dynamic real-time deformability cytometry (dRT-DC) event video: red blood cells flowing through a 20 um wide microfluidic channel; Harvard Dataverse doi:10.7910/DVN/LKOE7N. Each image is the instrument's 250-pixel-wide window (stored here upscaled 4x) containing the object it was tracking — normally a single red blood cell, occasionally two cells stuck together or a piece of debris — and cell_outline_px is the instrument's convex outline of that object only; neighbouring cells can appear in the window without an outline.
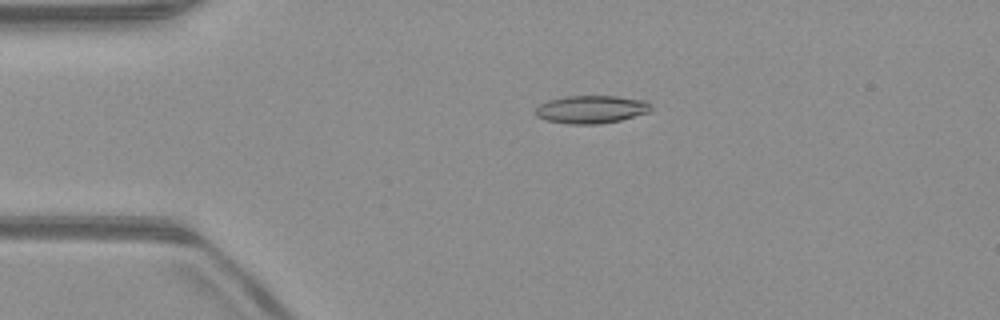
{"species": "common noctule bat (a hibernating species)", "species_latin": "Nyctalus noctula", "temperature_condition": "warm", "stored_images_in_passage": 51, "camera_frame_rate_fps": 3000, "um_per_image_px": 0.085, "animal": {"sex": "male", "body_mass_g": 23.1, "forearm_length_mm": 52.7}, "frame": {"image": 1, "passage_image": 11, "time_ms": 3.333, "image_size_px": [1000, 320], "cell_outline_px": [[652, 108], [648, 112], [620, 120], [600, 124], [568, 124], [544, 120], [536, 116], [532, 112], [540, 104], [548, 100], [564, 96], [616, 96], [648, 100], [652, 104]], "centroid_in_image_um": [50.24, 9.29], "position_along_channel_um": 34.8, "area_um2": 19.07}}
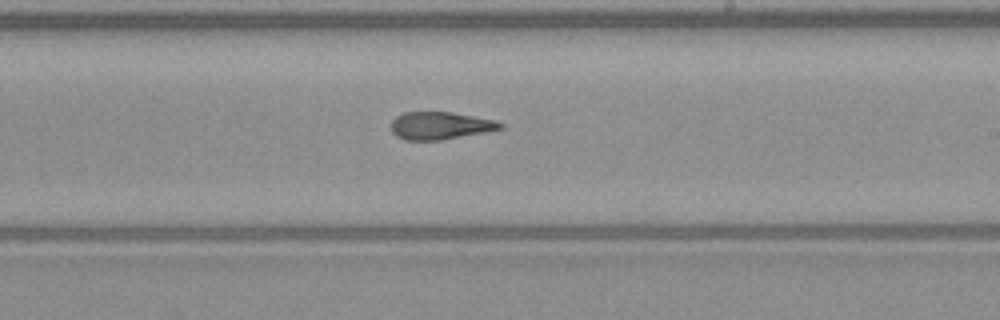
{"frame": {"image": 2, "passage_image": 30, "time_ms": 9.667, "image_size_px": [1000, 320], "cell_outline_px": [[504, 128], [484, 132], [440, 140], [404, 140], [396, 136], [392, 132], [392, 120], [396, 116], [404, 112], [452, 112], [496, 120], [504, 124]], "centroid_in_image_um": [37.42, 10.67], "position_along_channel_um": 251.6, "area_um2": 17.51}}
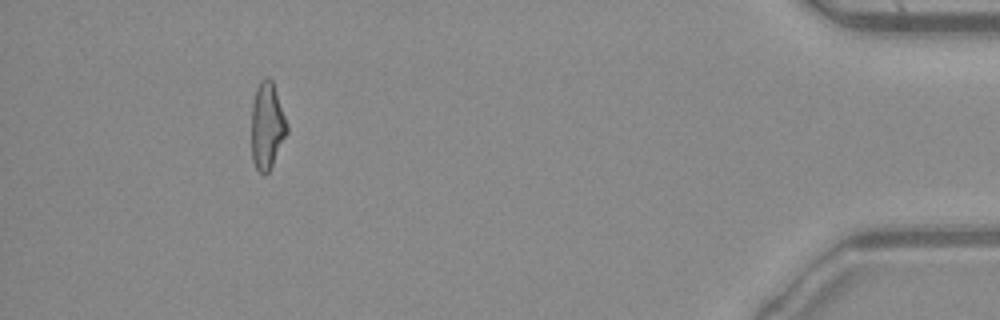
{"frame": {"image": 3, "passage_image": 47, "time_ms": 15.333, "image_size_px": [1000, 320], "cell_outline_px": [[288, 132], [268, 172], [264, 176], [256, 168], [252, 160], [252, 104], [256, 88], [260, 80], [264, 76], [268, 76], [272, 80], [288, 124]], "centroid_in_image_um": [22.7, 10.66], "position_along_channel_um": 412.5, "area_um2": 17.98}, "authors_computed_cell_mechanics": {"area_um2": 18.496, "velocity_mm_per_s": 4.0331, "shape_relaxation_time_tau1_ms": null, "shape_relaxation_time_tau2_ms": 2.5341, "deformation_change_tau1": null, "deformation_change_tau2": 0.1246}}